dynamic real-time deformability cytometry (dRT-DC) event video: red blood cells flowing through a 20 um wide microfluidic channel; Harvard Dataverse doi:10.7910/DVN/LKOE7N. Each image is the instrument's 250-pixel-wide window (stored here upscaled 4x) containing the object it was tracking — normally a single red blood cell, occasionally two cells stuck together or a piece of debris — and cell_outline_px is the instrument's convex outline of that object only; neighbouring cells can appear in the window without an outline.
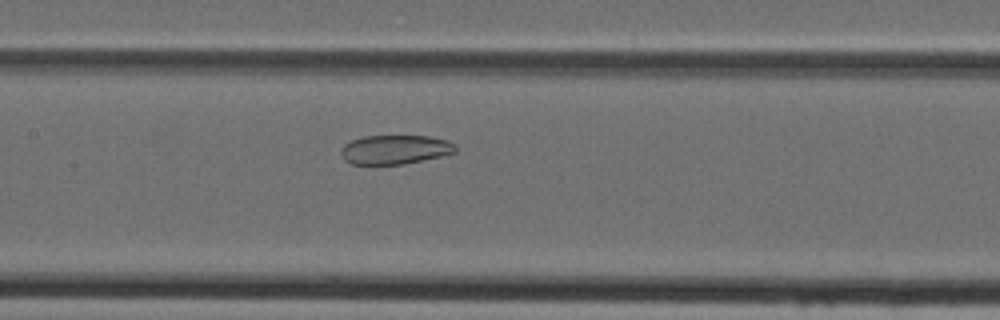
{"species": "Egyptian fruit bat (a non-hibernating species)", "species_latin": "Rousettus aegyptiacus", "temperature_condition": "cold", "stored_images_in_passage": 46, "camera_frame_rate_fps": 3000, "um_per_image_px": 0.085, "animal": {"sex": "female"}, "frame": {"image": 1, "passage_image": 21, "time_ms": 6.667, "image_size_px": [1000, 320], "cell_outline_px": [[456, 152], [440, 156], [404, 164], [352, 164], [344, 160], [340, 152], [340, 148], [344, 144], [352, 140], [364, 136], [428, 136], [444, 140], [456, 144]], "centroid_in_image_um": [33.54, 12.71], "position_along_channel_um": 173.9, "area_um2": 19.36}}
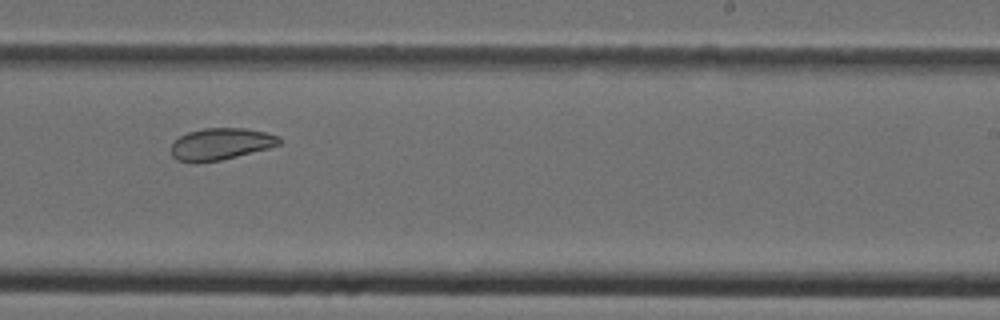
{"frame": {"image": 2, "passage_image": 28, "time_ms": 9.0, "image_size_px": [1000, 320], "cell_outline_px": [[280, 144], [268, 148], [220, 160], [176, 160], [172, 156], [172, 144], [180, 136], [188, 132], [204, 128], [244, 128], [264, 132], [276, 136], [280, 140]], "centroid_in_image_um": [18.77, 12.2], "position_along_channel_um": 270.2, "area_um2": 19.25}}
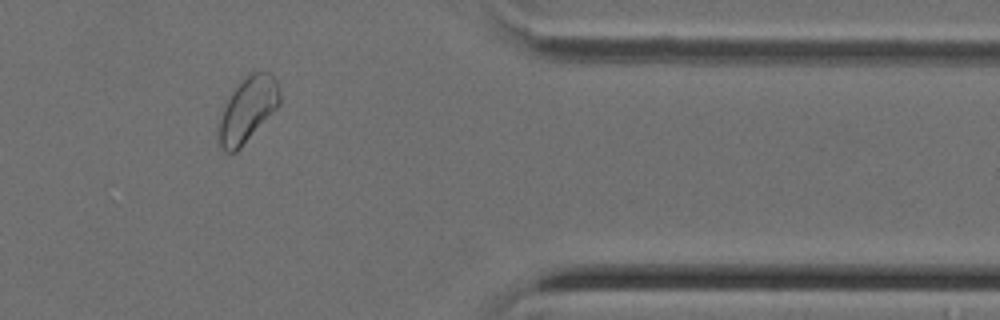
{"frame": {"image": 3, "passage_image": 38, "time_ms": 12.333, "image_size_px": [1000, 320], "cell_outline_px": [[280, 104], [240, 148], [236, 152], [224, 152], [220, 144], [216, 132], [216, 128], [224, 100], [240, 80], [244, 76], [252, 72], [272, 72], [276, 80], [280, 92]], "centroid_in_image_um": [20.99, 9.29], "position_along_channel_um": 390.4, "area_um2": 23.58}}